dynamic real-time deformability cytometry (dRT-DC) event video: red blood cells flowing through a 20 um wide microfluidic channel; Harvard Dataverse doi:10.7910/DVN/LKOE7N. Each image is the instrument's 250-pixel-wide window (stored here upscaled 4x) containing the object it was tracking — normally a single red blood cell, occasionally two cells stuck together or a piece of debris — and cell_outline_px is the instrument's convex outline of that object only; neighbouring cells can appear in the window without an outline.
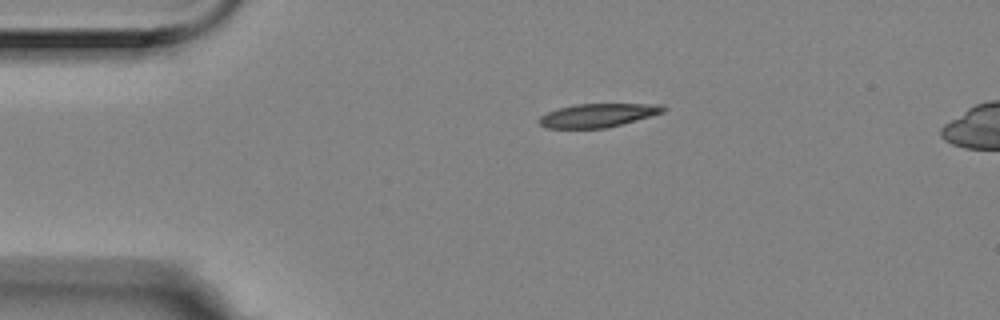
{"species": "Egyptian fruit bat (a non-hibernating species)", "species_latin": "Rousettus aegyptiacus", "temperature_condition": "room temperature", "stored_images_in_passage": 3, "camera_frame_rate_fps": 3000, "um_per_image_px": 0.085, "animal": {"sex": "female"}, "frame": {"image": 1, "passage_image": 1, "time_ms": 0.0, "image_size_px": [1000, 320], "cell_outline_px": [[668, 108], [664, 112], [652, 116], [604, 128], [544, 128], [536, 120], [540, 116], [548, 112], [560, 108], [576, 104], [660, 104]], "centroid_in_image_um": [50.81, 9.8], "position_along_channel_um": 34.2, "area_um2": 16.99}}